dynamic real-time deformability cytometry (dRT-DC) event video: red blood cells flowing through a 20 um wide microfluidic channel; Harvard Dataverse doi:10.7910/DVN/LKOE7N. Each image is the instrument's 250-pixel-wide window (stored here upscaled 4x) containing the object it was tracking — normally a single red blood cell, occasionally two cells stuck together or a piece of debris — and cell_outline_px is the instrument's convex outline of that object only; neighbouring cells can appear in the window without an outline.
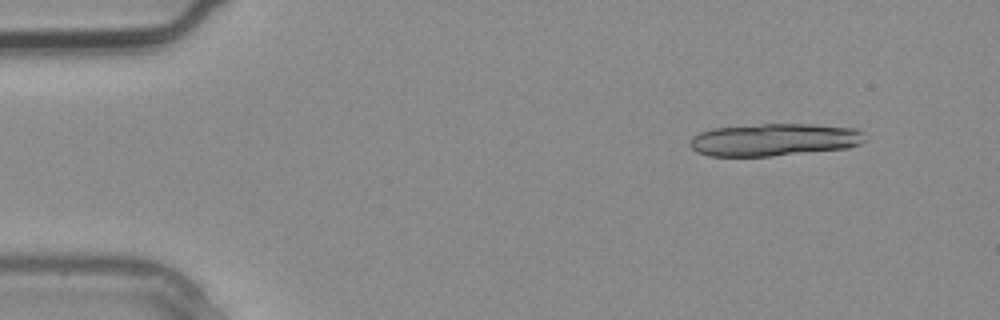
{"species": "common noctule bat (a hibernating species)", "species_latin": "Nyctalus noctula", "temperature_condition": "warm", "stored_images_in_passage": 2, "segment_of_instrument_passage": [1, 2], "camera_frame_rate_fps": 3000, "um_per_image_px": 0.085, "animal": {"sex": "male", "body_mass_g": 20.4}, "frame": {"image": 1, "passage_image": 1, "time_ms": 0.0, "image_size_px": [1000, 320], "cell_outline_px": [[864, 140], [860, 144], [848, 148], [772, 156], [708, 156], [696, 152], [688, 144], [688, 140], [692, 136], [700, 132], [712, 128], [760, 124], [812, 124], [856, 128], [860, 132]], "centroid_in_image_um": [65.74, 11.88], "position_along_channel_um": 19.3, "area_um2": 33.23}}